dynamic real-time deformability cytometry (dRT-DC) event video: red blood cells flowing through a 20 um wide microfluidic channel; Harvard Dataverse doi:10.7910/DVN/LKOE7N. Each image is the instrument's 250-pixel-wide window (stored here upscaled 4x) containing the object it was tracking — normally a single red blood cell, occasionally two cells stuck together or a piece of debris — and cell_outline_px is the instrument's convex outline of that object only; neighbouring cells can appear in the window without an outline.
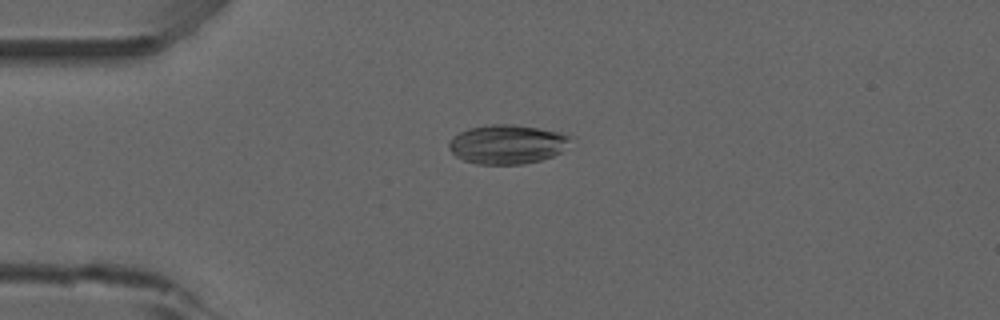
{"species": "common noctule bat (a hibernating species)", "species_latin": "Nyctalus noctula", "temperature_condition": "room temperature", "stored_images_in_passage": 52, "camera_frame_rate_fps": 3000, "um_per_image_px": 0.085, "animal": {"sex": "male", "forearm_length_mm": 52.5}, "frame": {"image": 1, "passage_image": 13, "time_ms": 4.0, "image_size_px": [1000, 320], "cell_outline_px": [[572, 136], [560, 152], [552, 156], [540, 160], [520, 164], [476, 164], [464, 160], [456, 156], [448, 148], [448, 144], [452, 136], [468, 128], [492, 124], [512, 124], [560, 132]], "centroid_in_image_um": [43.06, 12.26], "position_along_channel_um": 41.9, "area_um2": 27.51}}
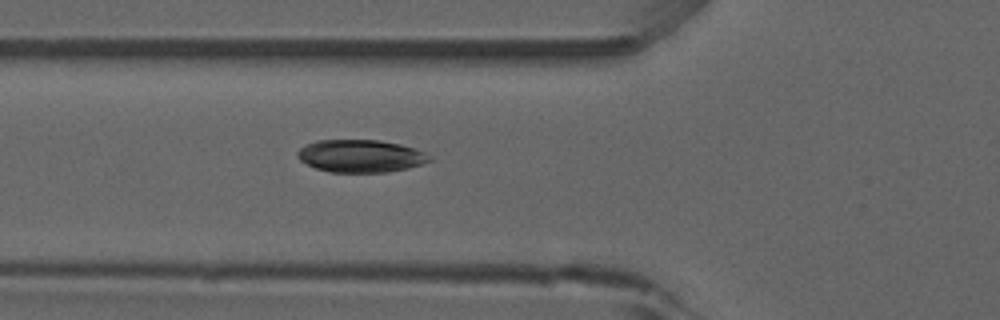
{"frame": {"image": 2, "passage_image": 19, "time_ms": 6.0, "image_size_px": [1000, 320], "cell_outline_px": [[432, 160], [408, 168], [388, 172], [332, 172], [316, 168], [300, 160], [296, 156], [296, 152], [304, 144], [316, 140], [380, 140], [400, 144], [424, 152], [432, 156]], "centroid_in_image_um": [30.63, 13.25], "position_along_channel_um": 95.2, "area_um2": 25.09}}
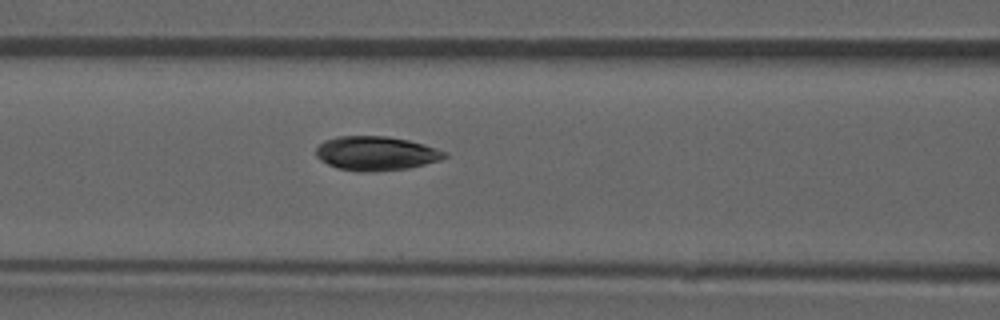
{"frame": {"image": 3, "passage_image": 22, "time_ms": 7.0, "image_size_px": [1000, 320], "cell_outline_px": [[448, 156], [440, 160], [408, 168], [372, 172], [356, 172], [336, 168], [320, 160], [316, 156], [316, 148], [324, 140], [336, 136], [388, 136], [408, 140], [424, 144], [448, 152]], "centroid_in_image_um": [31.95, 13.04], "position_along_channel_um": 134.7, "area_um2": 25.84}, "authors_computed_cell_mechanics": {"area_um2": 25.5476, "velocity_mm_per_s": 3.9064, "shape_relaxation_time_tau1_ms": 3.7611, "shape_relaxation_time_tau2_ms": 2.2809, "deformation_change_tau1": 0.0781, "deformation_change_tau2": 0.0537}}